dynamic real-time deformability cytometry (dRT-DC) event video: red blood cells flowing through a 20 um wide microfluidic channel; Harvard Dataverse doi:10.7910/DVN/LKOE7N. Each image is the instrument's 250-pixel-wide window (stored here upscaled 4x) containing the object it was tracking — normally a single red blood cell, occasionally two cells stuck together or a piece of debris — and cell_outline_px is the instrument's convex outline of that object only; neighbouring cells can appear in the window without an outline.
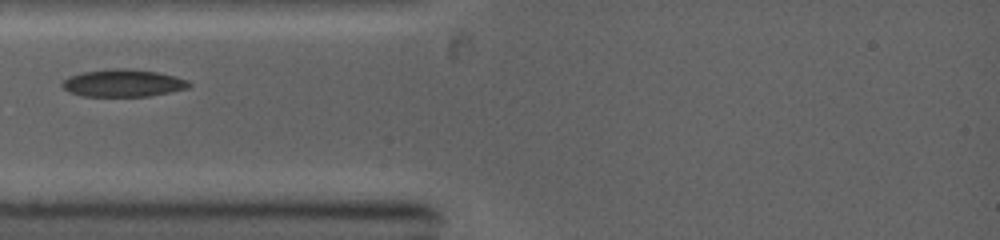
{"species": "common noctule bat (a hibernating species)", "species_latin": "Nyctalus noctula", "temperature_condition": "warm", "stored_images_in_passage": 10, "camera_frame_rate_fps": 5000, "um_per_image_px": 0.085, "animal": {"sex": "female", "body_mass_g": 19.0, "forearm_length_mm": 53.3}, "frame": {"image": 1, "passage_image": 1, "time_ms": 0.0, "image_size_px": [1000, 240], "cell_outline_px": [[192, 84], [188, 88], [148, 96], [80, 96], [68, 92], [60, 84], [68, 76], [84, 72], [112, 68], [128, 68], [156, 72], [176, 76], [188, 80]], "centroid_in_image_um": [10.44, 7.06], "position_along_channel_um": 74.6, "area_um2": 20.29}}
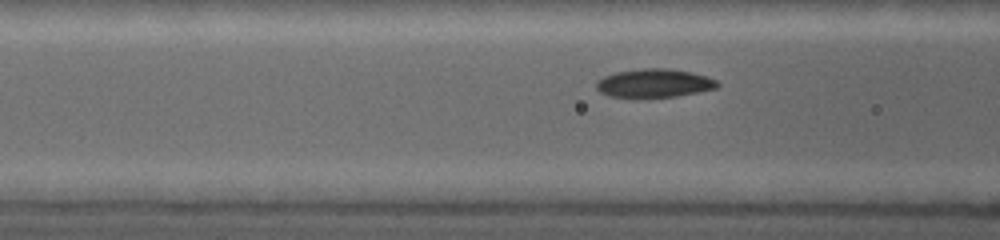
{"frame": {"image": 2, "passage_image": 7, "time_ms": 0.8, "image_size_px": [1000, 240], "cell_outline_px": [[720, 84], [716, 88], [676, 96], [636, 100], [632, 100], [608, 96], [600, 92], [596, 88], [596, 80], [604, 76], [616, 72], [644, 68], [668, 68], [692, 72], [708, 76], [716, 80]], "centroid_in_image_um": [55.55, 7.1], "position_along_channel_um": 111.1, "area_um2": 20.87}}